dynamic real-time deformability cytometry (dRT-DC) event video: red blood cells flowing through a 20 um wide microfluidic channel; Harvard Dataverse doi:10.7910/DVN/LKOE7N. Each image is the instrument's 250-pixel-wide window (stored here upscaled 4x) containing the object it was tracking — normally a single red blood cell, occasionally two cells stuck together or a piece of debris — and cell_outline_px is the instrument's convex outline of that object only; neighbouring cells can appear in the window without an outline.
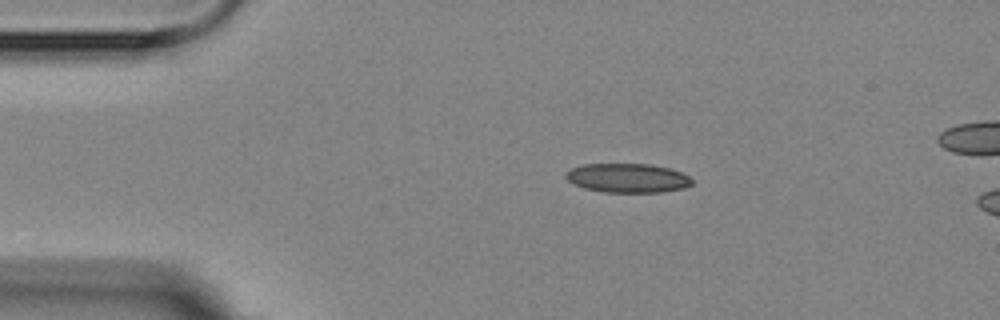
{"species": "Egyptian fruit bat (a non-hibernating species)", "species_latin": "Rousettus aegyptiacus", "temperature_condition": "room temperature", "stored_images_in_passage": 4, "camera_frame_rate_fps": 3000, "um_per_image_px": 0.085, "animal": {"sex": "female"}, "frame": {"image": 1, "passage_image": 2, "time_ms": 1.333, "image_size_px": [1000, 320], "cell_outline_px": [[692, 184], [684, 188], [660, 192], [604, 192], [584, 188], [572, 184], [564, 176], [564, 172], [572, 168], [584, 164], [652, 164], [668, 168], [680, 172], [688, 176], [692, 180]], "centroid_in_image_um": [53.31, 15.13], "position_along_channel_um": 31.7, "area_um2": 21.44}}